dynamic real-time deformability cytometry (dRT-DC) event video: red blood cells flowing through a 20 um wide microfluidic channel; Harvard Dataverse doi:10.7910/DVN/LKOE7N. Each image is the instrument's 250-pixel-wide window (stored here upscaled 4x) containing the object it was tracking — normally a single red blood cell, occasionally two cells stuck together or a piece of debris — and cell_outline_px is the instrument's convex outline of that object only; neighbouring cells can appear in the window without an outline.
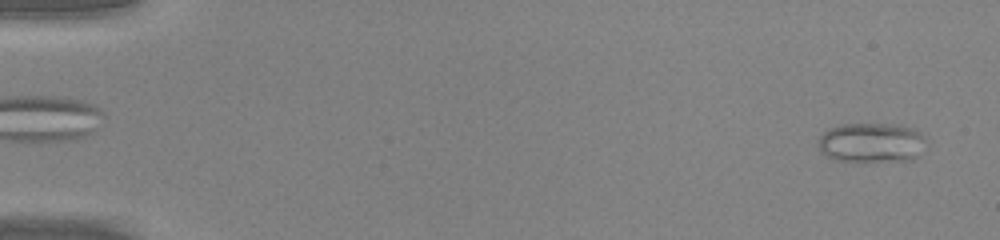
{"species": "common noctule bat (a hibernating species)", "species_latin": "Nyctalus noctula", "temperature_condition": "warm", "stored_images_in_passage": 48, "camera_frame_rate_fps": 3000, "um_per_image_px": 0.085, "animal": {"sex": "male", "body_mass_g": 20.0, "forearm_length_mm": 53.3}, "frame": {"image": 1, "passage_image": 2, "time_ms": 0.333, "image_size_px": [1000, 240], "cell_outline_px": [[928, 140], [916, 156], [912, 160], [836, 160], [820, 152], [820, 136], [828, 128], [840, 124], [892, 124], [912, 128], [920, 132]], "centroid_in_image_um": [74.09, 12.1], "position_along_channel_um": 10.9, "area_um2": 24.57}}
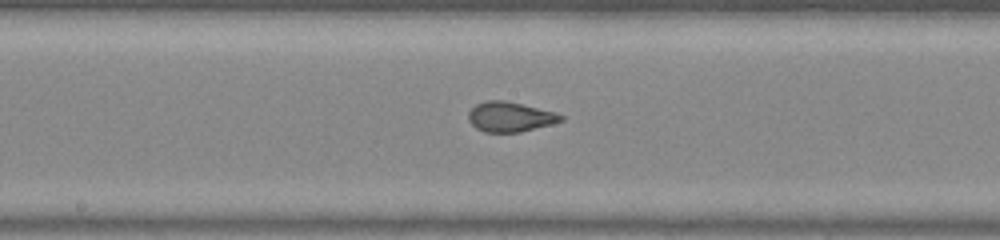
{"frame": {"image": 2, "passage_image": 26, "time_ms": 8.333, "image_size_px": [1000, 240], "cell_outline_px": [[564, 120], [552, 124], [520, 132], [484, 132], [476, 128], [468, 120], [468, 112], [476, 104], [484, 100], [504, 100], [556, 112], [564, 116]], "centroid_in_image_um": [43.35, 9.93], "position_along_channel_um": 204.8, "area_um2": 16.18}}
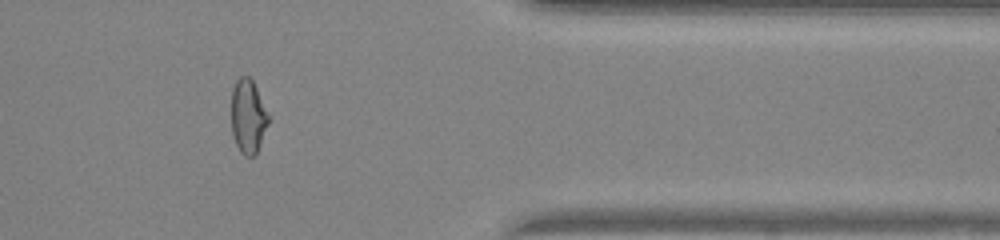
{"frame": {"image": 3, "passage_image": 40, "time_ms": 13.0, "image_size_px": [1000, 240], "cell_outline_px": [[272, 116], [256, 156], [244, 156], [240, 152], [236, 144], [232, 132], [232, 88], [236, 80], [240, 76], [248, 76], [252, 80]], "centroid_in_image_um": [21.13, 9.91], "position_along_channel_um": 390.3, "area_um2": 16.47}, "authors_computed_cell_mechanics": {"area_um2": 17.8024, "velocity_mm_per_s": 4.3262, "shape_relaxation_time_tau1_ms": null, "shape_relaxation_time_tau2_ms": 0.6621, "deformation_change_tau1": null, "deformation_change_tau2": 0.0688}}